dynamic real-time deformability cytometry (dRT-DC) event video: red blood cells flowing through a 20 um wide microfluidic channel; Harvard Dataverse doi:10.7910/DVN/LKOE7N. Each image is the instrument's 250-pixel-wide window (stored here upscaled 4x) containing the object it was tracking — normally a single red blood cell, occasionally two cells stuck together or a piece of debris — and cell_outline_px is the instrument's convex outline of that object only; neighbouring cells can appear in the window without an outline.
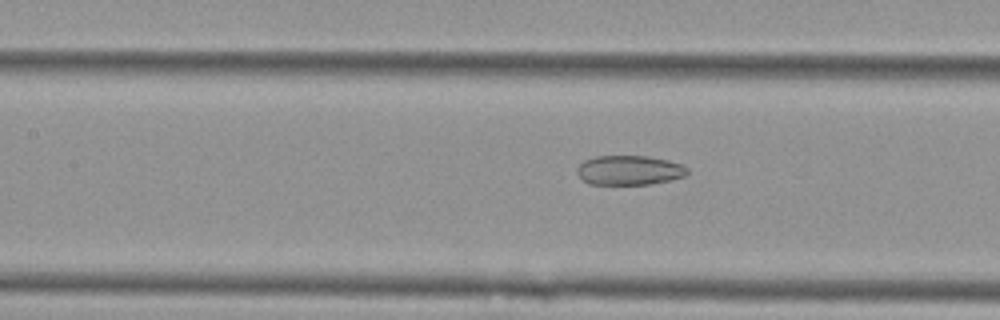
{"species": "Egyptian fruit bat (a non-hibernating species)", "species_latin": "Rousettus aegyptiacus", "temperature_condition": "cold", "stored_images_in_passage": 53, "camera_frame_rate_fps": 3000, "um_per_image_px": 0.085, "animal": {"sex": "female"}, "frame": {"image": 1, "passage_image": 24, "time_ms": 7.667, "image_size_px": [1000, 320], "cell_outline_px": [[688, 172], [684, 176], [652, 184], [588, 184], [576, 172], [576, 168], [584, 160], [596, 156], [648, 156], [668, 160], [680, 164], [688, 168]], "centroid_in_image_um": [53.47, 14.46], "position_along_channel_um": 153.9, "area_um2": 18.9}}
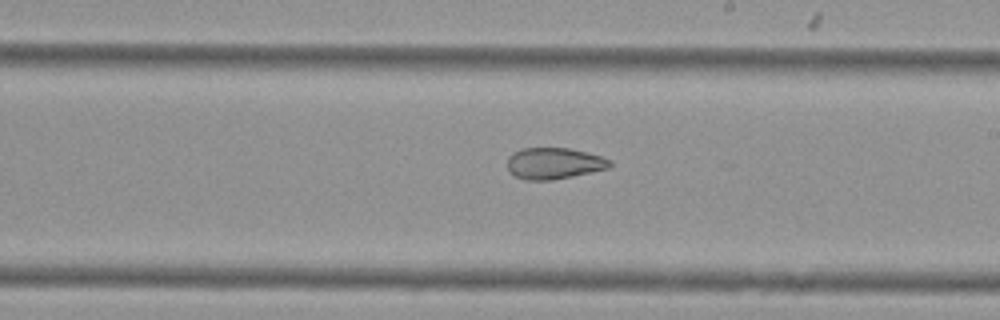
{"frame": {"image": 2, "passage_image": 31, "time_ms": 10.0, "image_size_px": [1000, 320], "cell_outline_px": [[612, 164], [608, 168], [592, 172], [552, 180], [524, 180], [508, 172], [508, 156], [512, 152], [520, 148], [568, 148], [588, 152], [612, 160]], "centroid_in_image_um": [47.07, 13.88], "position_along_channel_um": 241.9, "area_um2": 18.9}}
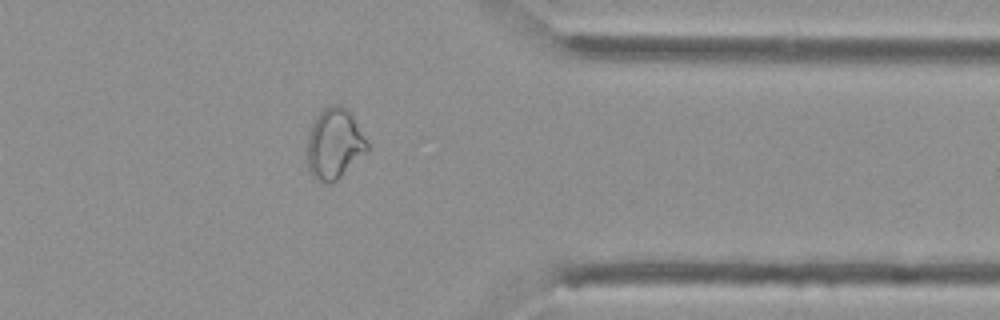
{"frame": {"image": 3, "passage_image": 43, "time_ms": 14.0, "image_size_px": [1000, 320], "cell_outline_px": [[368, 148], [332, 184], [320, 184], [312, 176], [308, 168], [308, 136], [312, 124], [316, 116], [328, 104], [340, 104], [348, 108], [368, 144]], "centroid_in_image_um": [28.38, 12.21], "position_along_channel_um": 383.0, "area_um2": 24.39}, "authors_computed_cell_mechanics": {"area_um2": 25.4898, "velocity_mm_per_s": 3.7917, "shape_relaxation_time_tau1_ms": null, "shape_relaxation_time_tau2_ms": 2.9763, "deformation_change_tau1": null, "deformation_change_tau2": 0.0927}}